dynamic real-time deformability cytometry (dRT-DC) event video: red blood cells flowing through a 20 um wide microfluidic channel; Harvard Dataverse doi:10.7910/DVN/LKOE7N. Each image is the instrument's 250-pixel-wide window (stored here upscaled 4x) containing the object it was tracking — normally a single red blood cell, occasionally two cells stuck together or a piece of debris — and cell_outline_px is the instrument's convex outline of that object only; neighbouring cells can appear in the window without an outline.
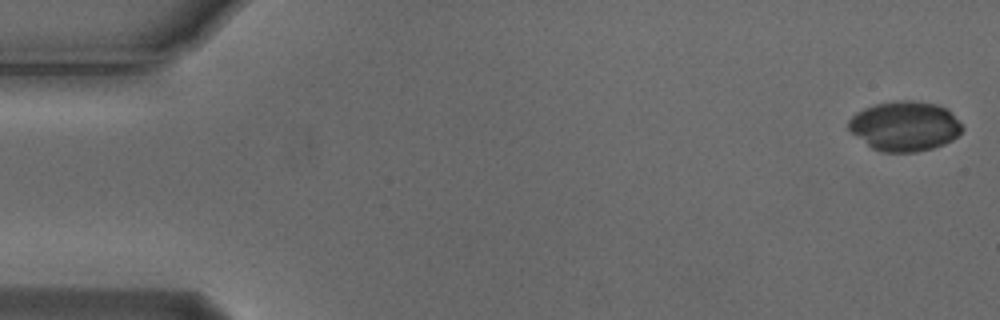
{"species": "Egyptian fruit bat (a non-hibernating species)", "species_latin": "Rousettus aegyptiacus", "temperature_condition": "cold", "stored_images_in_passage": 4, "camera_frame_rate_fps": 3000, "um_per_image_px": 0.085, "animal": {"sex": "male"}, "frame": {"image": 1, "passage_image": 1, "time_ms": 0.0, "image_size_px": [1000, 320], "cell_outline_px": [[964, 128], [952, 140], [944, 144], [932, 148], [916, 152], [880, 152], [872, 148], [852, 132], [848, 128], [848, 120], [856, 112], [864, 108], [876, 104], [904, 100], [912, 100], [936, 104], [948, 108]], "centroid_in_image_um": [76.91, 10.72], "position_along_channel_um": 8.1, "area_um2": 32.83}}
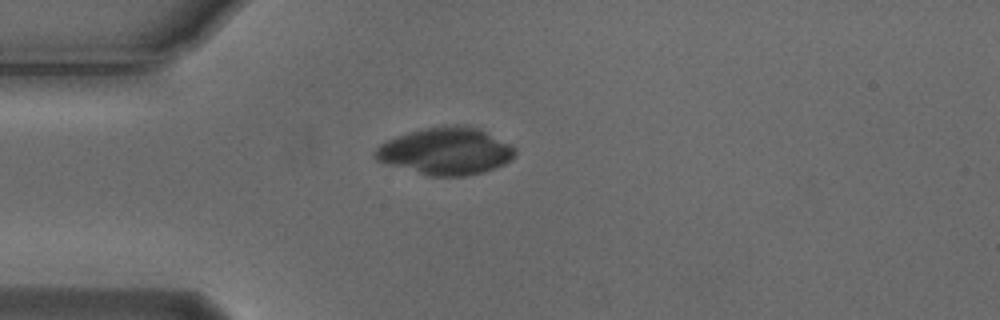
{"frame": {"image": 2, "passage_image": 4, "time_ms": 1.0, "image_size_px": [1000, 320], "cell_outline_px": [[516, 156], [512, 160], [504, 164], [484, 172], [464, 176], [428, 176], [388, 164], [376, 160], [372, 156], [372, 152], [380, 144], [388, 140], [424, 128], [456, 124], [464, 124], [476, 128], [516, 148]], "centroid_in_image_um": [37.88, 12.86], "position_along_channel_um": 47.1, "area_um2": 38.15}}